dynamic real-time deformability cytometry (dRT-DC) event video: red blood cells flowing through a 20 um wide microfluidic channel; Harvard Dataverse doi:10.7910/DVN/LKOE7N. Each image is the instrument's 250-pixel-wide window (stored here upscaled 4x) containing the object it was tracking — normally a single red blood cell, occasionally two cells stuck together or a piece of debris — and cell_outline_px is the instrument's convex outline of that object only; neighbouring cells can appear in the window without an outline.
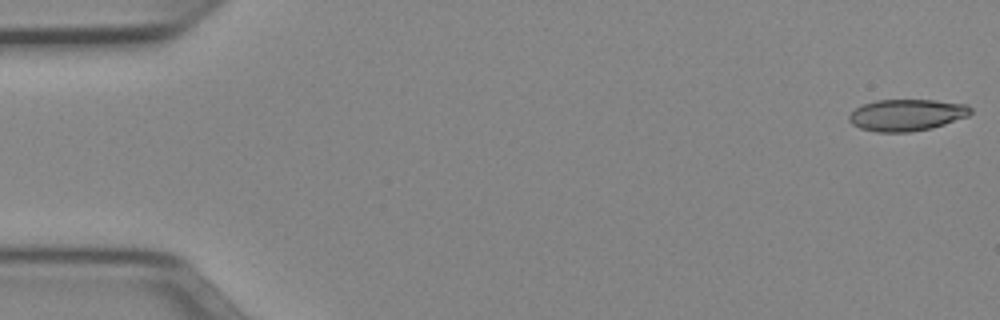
{"species": "Egyptian fruit bat (a non-hibernating species)", "species_latin": "Rousettus aegyptiacus", "temperature_condition": "cold", "stored_images_in_passage": 38, "camera_frame_rate_fps": 3000, "um_per_image_px": 0.085, "animal": {"sex": "female"}, "frame": {"image": 1, "passage_image": 1, "time_ms": 0.0, "image_size_px": [1000, 320], "cell_outline_px": [[972, 112], [968, 116], [932, 128], [912, 132], [876, 132], [860, 128], [852, 124], [848, 120], [848, 116], [856, 108], [864, 104], [876, 100], [936, 100], [968, 104], [972, 108]], "centroid_in_image_um": [77.09, 9.77], "position_along_channel_um": 7.9, "area_um2": 22.54}}
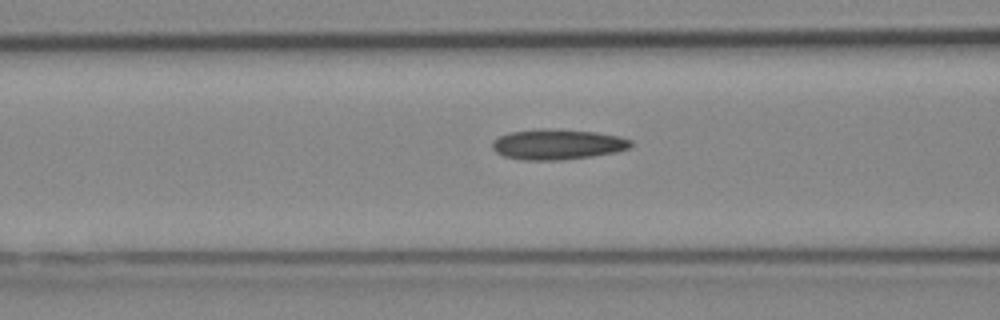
{"frame": {"image": 2, "passage_image": 20, "time_ms": 6.333, "image_size_px": [1000, 320], "cell_outline_px": [[632, 144], [628, 148], [616, 152], [592, 156], [564, 160], [520, 160], [504, 156], [496, 152], [492, 148], [492, 140], [508, 132], [536, 128], [544, 128], [596, 132], [616, 136], [632, 140]], "centroid_in_image_um": [47.33, 12.27], "position_along_channel_um": 119.3, "area_um2": 24.68}}
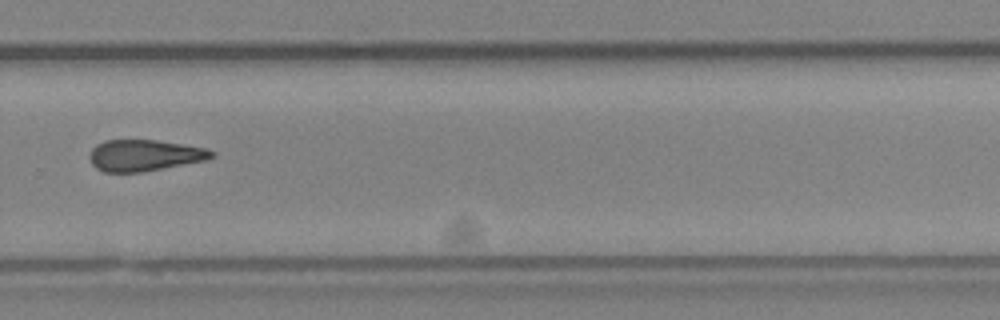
{"frame": {"image": 3, "passage_image": 35, "time_ms": 11.333, "image_size_px": [1000, 320], "cell_outline_px": [[216, 156], [204, 160], [140, 172], [104, 172], [96, 168], [92, 164], [88, 156], [92, 148], [96, 144], [104, 140], [156, 140], [208, 148], [216, 152]], "centroid_in_image_um": [12.26, 13.19], "position_along_channel_um": 317.5, "area_um2": 22.25}}